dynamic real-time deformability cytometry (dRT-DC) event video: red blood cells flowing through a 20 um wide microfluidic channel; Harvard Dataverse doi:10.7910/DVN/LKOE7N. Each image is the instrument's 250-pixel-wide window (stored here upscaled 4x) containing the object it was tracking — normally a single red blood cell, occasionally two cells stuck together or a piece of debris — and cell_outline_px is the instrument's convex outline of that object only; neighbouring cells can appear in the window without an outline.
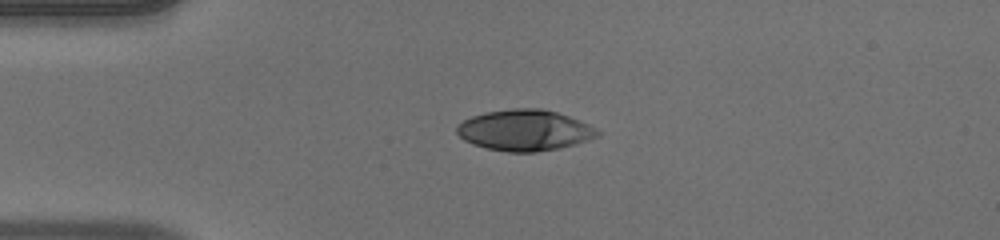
{"species": "human", "species_latin": "Homo sapiens", "temperature_condition": "warm", "stored_images_in_passage": 40, "camera_frame_rate_fps": 3000, "um_per_image_px": 0.085, "donor": {"sex": "male"}, "frame": {"image": 1, "passage_image": 1, "time_ms": 0.0, "image_size_px": [1000, 240], "cell_outline_px": [[600, 136], [576, 144], [560, 148], [536, 152], [508, 152], [488, 148], [472, 144], [464, 140], [456, 132], [456, 124], [472, 116], [484, 112], [512, 108], [544, 108], [568, 116], [588, 124], [596, 128], [600, 132]], "centroid_in_image_um": [44.59, 11.07], "position_along_channel_um": 40.4, "area_um2": 33.76}}
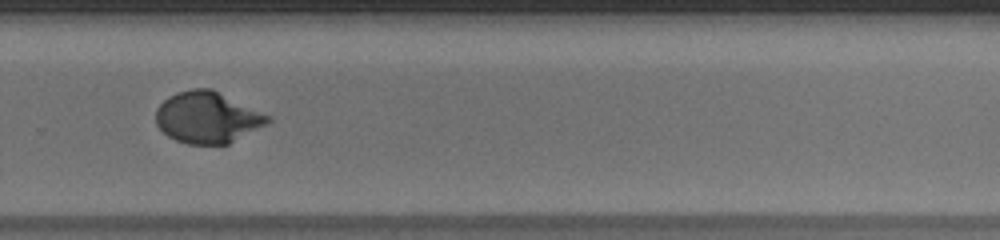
{"frame": {"image": 2, "passage_image": 24, "time_ms": 7.667, "image_size_px": [1000, 240], "cell_outline_px": [[272, 120], [268, 124], [228, 144], [188, 144], [176, 140], [168, 136], [156, 124], [156, 108], [168, 96], [176, 92], [192, 88], [212, 88], [272, 116]], "centroid_in_image_um": [17.66, 9.97], "position_along_channel_um": 312.1, "area_um2": 33.81}}
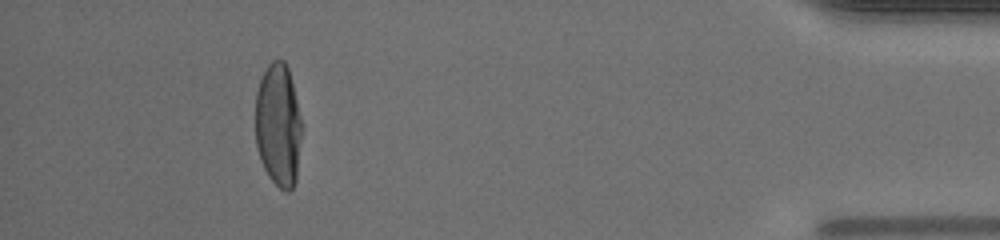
{"frame": {"image": 3, "passage_image": 36, "time_ms": 11.667, "image_size_px": [1000, 240], "cell_outline_px": [[304, 128], [296, 180], [292, 188], [288, 192], [280, 188], [268, 176], [260, 160], [256, 144], [256, 92], [260, 80], [268, 64], [272, 60], [284, 60], [288, 68], [304, 124]], "centroid_in_image_um": [23.69, 10.65], "position_along_channel_um": 411.5, "area_um2": 33.99}, "authors_computed_cell_mechanics": {"area_um2": 33.7841, "velocity_mm_per_s": 3.9444, "shape_relaxation_time_tau1_ms": 5.0459, "shape_relaxation_time_tau2_ms": null, "deformation_change_tau1": 0.2754, "deformation_change_tau2": null}}